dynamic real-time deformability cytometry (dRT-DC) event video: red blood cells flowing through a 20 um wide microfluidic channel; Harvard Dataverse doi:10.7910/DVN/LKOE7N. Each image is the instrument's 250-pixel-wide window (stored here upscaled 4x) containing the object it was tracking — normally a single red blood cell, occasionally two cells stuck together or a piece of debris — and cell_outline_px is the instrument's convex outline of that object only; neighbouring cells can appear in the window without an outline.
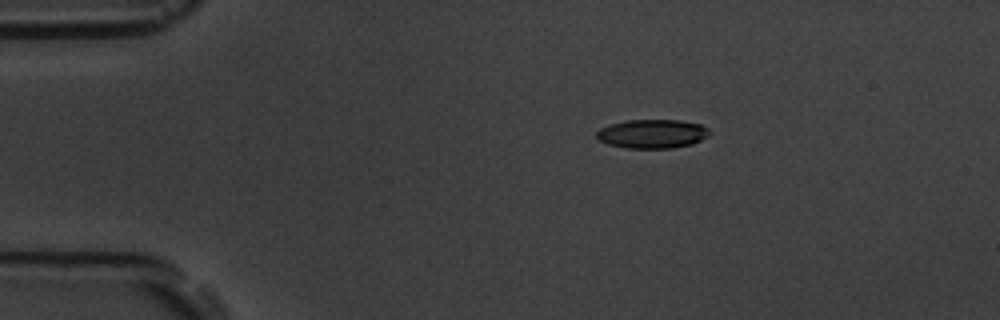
{"species": "common noctule bat (a hibernating species)", "species_latin": "Nyctalus noctula", "temperature_condition": "room temperature", "stored_images_in_passage": 3, "camera_frame_rate_fps": 3000, "um_per_image_px": 0.085, "animal": {"sex": "male", "body_mass_g": 19.5, "forearm_length_mm": 54.6}, "frame": {"image": 1, "passage_image": 1, "time_ms": 0.0, "image_size_px": [1000, 320], "cell_outline_px": [[712, 132], [708, 136], [692, 144], [672, 148], [628, 148], [608, 144], [600, 140], [596, 136], [596, 132], [600, 128], [612, 124], [628, 120], [680, 120], [700, 124], [708, 128]], "centroid_in_image_um": [55.48, 11.37], "position_along_channel_um": 29.5, "area_um2": 18.96}}
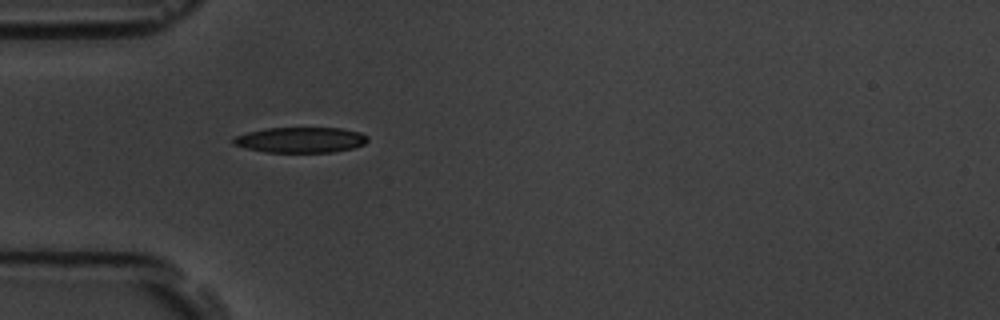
{"frame": {"image": 2, "passage_image": 3, "time_ms": 2.333, "image_size_px": [1000, 320], "cell_outline_px": [[368, 140], [364, 144], [352, 148], [332, 152], [264, 152], [244, 148], [232, 144], [232, 140], [236, 136], [248, 132], [268, 128], [340, 128], [360, 132], [368, 136]], "centroid_in_image_um": [25.54, 11.89], "position_along_channel_um": 59.5, "area_um2": 19.94}}